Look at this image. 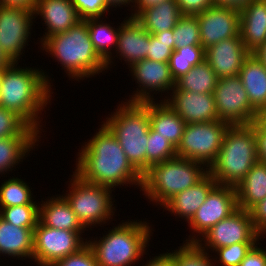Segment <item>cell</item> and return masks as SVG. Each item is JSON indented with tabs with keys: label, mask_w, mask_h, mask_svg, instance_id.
Returning <instances> with one entry per match:
<instances>
[{
	"label": "cell",
	"mask_w": 266,
	"mask_h": 266,
	"mask_svg": "<svg viewBox=\"0 0 266 266\" xmlns=\"http://www.w3.org/2000/svg\"><path fill=\"white\" fill-rule=\"evenodd\" d=\"M117 110L104 125L119 141L131 164L143 175L150 129L149 101L124 102Z\"/></svg>",
	"instance_id": "5b68a950"
},
{
	"label": "cell",
	"mask_w": 266,
	"mask_h": 266,
	"mask_svg": "<svg viewBox=\"0 0 266 266\" xmlns=\"http://www.w3.org/2000/svg\"><path fill=\"white\" fill-rule=\"evenodd\" d=\"M196 16L201 46L205 50L221 40L240 36V12L237 9L214 5Z\"/></svg>",
	"instance_id": "9a60e30c"
},
{
	"label": "cell",
	"mask_w": 266,
	"mask_h": 266,
	"mask_svg": "<svg viewBox=\"0 0 266 266\" xmlns=\"http://www.w3.org/2000/svg\"><path fill=\"white\" fill-rule=\"evenodd\" d=\"M149 120L150 127L157 132V135H161L177 148L186 123L166 102L156 104L154 101H149Z\"/></svg>",
	"instance_id": "cb8c5ba5"
},
{
	"label": "cell",
	"mask_w": 266,
	"mask_h": 266,
	"mask_svg": "<svg viewBox=\"0 0 266 266\" xmlns=\"http://www.w3.org/2000/svg\"><path fill=\"white\" fill-rule=\"evenodd\" d=\"M2 76H3V70H0V86H1ZM0 96H1V89H0Z\"/></svg>",
	"instance_id": "9f6ffc18"
},
{
	"label": "cell",
	"mask_w": 266,
	"mask_h": 266,
	"mask_svg": "<svg viewBox=\"0 0 266 266\" xmlns=\"http://www.w3.org/2000/svg\"><path fill=\"white\" fill-rule=\"evenodd\" d=\"M204 164L175 157L151 166L144 174L141 190L148 199L164 205L175 194L196 185L208 173Z\"/></svg>",
	"instance_id": "8992f818"
},
{
	"label": "cell",
	"mask_w": 266,
	"mask_h": 266,
	"mask_svg": "<svg viewBox=\"0 0 266 266\" xmlns=\"http://www.w3.org/2000/svg\"><path fill=\"white\" fill-rule=\"evenodd\" d=\"M175 252H170L174 266H213L205 247H202V240L192 237ZM213 264V265H212Z\"/></svg>",
	"instance_id": "d6a6232c"
},
{
	"label": "cell",
	"mask_w": 266,
	"mask_h": 266,
	"mask_svg": "<svg viewBox=\"0 0 266 266\" xmlns=\"http://www.w3.org/2000/svg\"><path fill=\"white\" fill-rule=\"evenodd\" d=\"M0 5L22 7L34 11L37 5V0H0Z\"/></svg>",
	"instance_id": "c3c4849f"
},
{
	"label": "cell",
	"mask_w": 266,
	"mask_h": 266,
	"mask_svg": "<svg viewBox=\"0 0 266 266\" xmlns=\"http://www.w3.org/2000/svg\"><path fill=\"white\" fill-rule=\"evenodd\" d=\"M164 0H135V7L138 9H136L134 12V14L132 13L131 14V17H134L140 10H143L149 6H152V5H157L159 4L160 2H162ZM137 4V5H136Z\"/></svg>",
	"instance_id": "f907efd6"
},
{
	"label": "cell",
	"mask_w": 266,
	"mask_h": 266,
	"mask_svg": "<svg viewBox=\"0 0 266 266\" xmlns=\"http://www.w3.org/2000/svg\"><path fill=\"white\" fill-rule=\"evenodd\" d=\"M175 49L188 45L201 46L199 23L196 15H182L173 28Z\"/></svg>",
	"instance_id": "e575fe53"
},
{
	"label": "cell",
	"mask_w": 266,
	"mask_h": 266,
	"mask_svg": "<svg viewBox=\"0 0 266 266\" xmlns=\"http://www.w3.org/2000/svg\"><path fill=\"white\" fill-rule=\"evenodd\" d=\"M99 18H88L87 27L91 42L98 55L106 62V66L112 62L110 48L117 47L119 29L115 30L110 24L98 21ZM102 22V23H101Z\"/></svg>",
	"instance_id": "4dcf8cb0"
},
{
	"label": "cell",
	"mask_w": 266,
	"mask_h": 266,
	"mask_svg": "<svg viewBox=\"0 0 266 266\" xmlns=\"http://www.w3.org/2000/svg\"><path fill=\"white\" fill-rule=\"evenodd\" d=\"M256 245L250 249L239 266H266V251Z\"/></svg>",
	"instance_id": "f6af8a7d"
},
{
	"label": "cell",
	"mask_w": 266,
	"mask_h": 266,
	"mask_svg": "<svg viewBox=\"0 0 266 266\" xmlns=\"http://www.w3.org/2000/svg\"><path fill=\"white\" fill-rule=\"evenodd\" d=\"M257 161L254 122L229 126L218 157L208 171L217 184L236 187Z\"/></svg>",
	"instance_id": "277c9868"
},
{
	"label": "cell",
	"mask_w": 266,
	"mask_h": 266,
	"mask_svg": "<svg viewBox=\"0 0 266 266\" xmlns=\"http://www.w3.org/2000/svg\"><path fill=\"white\" fill-rule=\"evenodd\" d=\"M34 11L22 7L0 5V48L17 63L29 38Z\"/></svg>",
	"instance_id": "7c38bea8"
},
{
	"label": "cell",
	"mask_w": 266,
	"mask_h": 266,
	"mask_svg": "<svg viewBox=\"0 0 266 266\" xmlns=\"http://www.w3.org/2000/svg\"><path fill=\"white\" fill-rule=\"evenodd\" d=\"M34 14H40L48 26L42 43L52 35L68 31L81 20L72 0H37Z\"/></svg>",
	"instance_id": "d6986e66"
},
{
	"label": "cell",
	"mask_w": 266,
	"mask_h": 266,
	"mask_svg": "<svg viewBox=\"0 0 266 266\" xmlns=\"http://www.w3.org/2000/svg\"><path fill=\"white\" fill-rule=\"evenodd\" d=\"M146 149V171L153 165L175 158L176 147L161 135H157L151 127Z\"/></svg>",
	"instance_id": "d590c367"
},
{
	"label": "cell",
	"mask_w": 266,
	"mask_h": 266,
	"mask_svg": "<svg viewBox=\"0 0 266 266\" xmlns=\"http://www.w3.org/2000/svg\"><path fill=\"white\" fill-rule=\"evenodd\" d=\"M130 68L141 89H137L138 91L128 102L153 101L154 98L150 95V91L165 92L175 87L169 63L143 59L134 63Z\"/></svg>",
	"instance_id": "2e32d148"
},
{
	"label": "cell",
	"mask_w": 266,
	"mask_h": 266,
	"mask_svg": "<svg viewBox=\"0 0 266 266\" xmlns=\"http://www.w3.org/2000/svg\"><path fill=\"white\" fill-rule=\"evenodd\" d=\"M218 77L210 64L204 60L175 81L176 90L214 94Z\"/></svg>",
	"instance_id": "f546056e"
},
{
	"label": "cell",
	"mask_w": 266,
	"mask_h": 266,
	"mask_svg": "<svg viewBox=\"0 0 266 266\" xmlns=\"http://www.w3.org/2000/svg\"><path fill=\"white\" fill-rule=\"evenodd\" d=\"M251 106L260 114L266 110V68L252 54L244 60L239 72Z\"/></svg>",
	"instance_id": "603a6c76"
},
{
	"label": "cell",
	"mask_w": 266,
	"mask_h": 266,
	"mask_svg": "<svg viewBox=\"0 0 266 266\" xmlns=\"http://www.w3.org/2000/svg\"><path fill=\"white\" fill-rule=\"evenodd\" d=\"M150 232L146 222H124L98 242L87 243L94 251L98 266H131L144 255Z\"/></svg>",
	"instance_id": "52a82bcc"
},
{
	"label": "cell",
	"mask_w": 266,
	"mask_h": 266,
	"mask_svg": "<svg viewBox=\"0 0 266 266\" xmlns=\"http://www.w3.org/2000/svg\"><path fill=\"white\" fill-rule=\"evenodd\" d=\"M205 60L210 64L218 79L239 75L244 60L250 52L241 36L219 41L205 50Z\"/></svg>",
	"instance_id": "ac0fdd59"
},
{
	"label": "cell",
	"mask_w": 266,
	"mask_h": 266,
	"mask_svg": "<svg viewBox=\"0 0 266 266\" xmlns=\"http://www.w3.org/2000/svg\"><path fill=\"white\" fill-rule=\"evenodd\" d=\"M173 95L166 102L186 123H202L218 120L214 94L195 93L172 89ZM172 99V100H171ZM169 100V101H168Z\"/></svg>",
	"instance_id": "e0dca14e"
},
{
	"label": "cell",
	"mask_w": 266,
	"mask_h": 266,
	"mask_svg": "<svg viewBox=\"0 0 266 266\" xmlns=\"http://www.w3.org/2000/svg\"><path fill=\"white\" fill-rule=\"evenodd\" d=\"M238 209L234 186L216 184L189 222L191 230L206 234L214 225Z\"/></svg>",
	"instance_id": "4fadbf2b"
},
{
	"label": "cell",
	"mask_w": 266,
	"mask_h": 266,
	"mask_svg": "<svg viewBox=\"0 0 266 266\" xmlns=\"http://www.w3.org/2000/svg\"><path fill=\"white\" fill-rule=\"evenodd\" d=\"M0 209V217L17 227L35 228L39 221V206L36 204H24Z\"/></svg>",
	"instance_id": "8d00e7d4"
},
{
	"label": "cell",
	"mask_w": 266,
	"mask_h": 266,
	"mask_svg": "<svg viewBox=\"0 0 266 266\" xmlns=\"http://www.w3.org/2000/svg\"><path fill=\"white\" fill-rule=\"evenodd\" d=\"M82 231L55 229L38 221L34 228L33 259L40 266H51L55 261L78 252L87 244Z\"/></svg>",
	"instance_id": "8fae6325"
},
{
	"label": "cell",
	"mask_w": 266,
	"mask_h": 266,
	"mask_svg": "<svg viewBox=\"0 0 266 266\" xmlns=\"http://www.w3.org/2000/svg\"><path fill=\"white\" fill-rule=\"evenodd\" d=\"M205 57V49L202 46L188 45L175 49L168 62L174 81L188 73L195 65L202 63Z\"/></svg>",
	"instance_id": "1f68e13d"
},
{
	"label": "cell",
	"mask_w": 266,
	"mask_h": 266,
	"mask_svg": "<svg viewBox=\"0 0 266 266\" xmlns=\"http://www.w3.org/2000/svg\"><path fill=\"white\" fill-rule=\"evenodd\" d=\"M38 134L40 133L36 129L28 125L17 136L0 138V174L19 164L25 154L33 149L36 141H39Z\"/></svg>",
	"instance_id": "4316f807"
},
{
	"label": "cell",
	"mask_w": 266,
	"mask_h": 266,
	"mask_svg": "<svg viewBox=\"0 0 266 266\" xmlns=\"http://www.w3.org/2000/svg\"><path fill=\"white\" fill-rule=\"evenodd\" d=\"M174 50L173 29L150 34V45L146 59L168 63Z\"/></svg>",
	"instance_id": "74e56055"
},
{
	"label": "cell",
	"mask_w": 266,
	"mask_h": 266,
	"mask_svg": "<svg viewBox=\"0 0 266 266\" xmlns=\"http://www.w3.org/2000/svg\"><path fill=\"white\" fill-rule=\"evenodd\" d=\"M182 15H196L214 6L213 0H176Z\"/></svg>",
	"instance_id": "7bdbcfd3"
},
{
	"label": "cell",
	"mask_w": 266,
	"mask_h": 266,
	"mask_svg": "<svg viewBox=\"0 0 266 266\" xmlns=\"http://www.w3.org/2000/svg\"><path fill=\"white\" fill-rule=\"evenodd\" d=\"M41 45L64 66L65 72L72 78H88L107 69L106 62L91 42L87 19H81L66 32L48 37Z\"/></svg>",
	"instance_id": "3957f363"
},
{
	"label": "cell",
	"mask_w": 266,
	"mask_h": 266,
	"mask_svg": "<svg viewBox=\"0 0 266 266\" xmlns=\"http://www.w3.org/2000/svg\"><path fill=\"white\" fill-rule=\"evenodd\" d=\"M32 198L30 187L17 177L7 180L0 187L1 208L37 204L33 202Z\"/></svg>",
	"instance_id": "836d02e7"
},
{
	"label": "cell",
	"mask_w": 266,
	"mask_h": 266,
	"mask_svg": "<svg viewBox=\"0 0 266 266\" xmlns=\"http://www.w3.org/2000/svg\"><path fill=\"white\" fill-rule=\"evenodd\" d=\"M34 228L17 227L0 217V254L33 258Z\"/></svg>",
	"instance_id": "f1b7e54d"
},
{
	"label": "cell",
	"mask_w": 266,
	"mask_h": 266,
	"mask_svg": "<svg viewBox=\"0 0 266 266\" xmlns=\"http://www.w3.org/2000/svg\"><path fill=\"white\" fill-rule=\"evenodd\" d=\"M238 208L249 211L266 198V163L257 161L235 187Z\"/></svg>",
	"instance_id": "83f0119b"
},
{
	"label": "cell",
	"mask_w": 266,
	"mask_h": 266,
	"mask_svg": "<svg viewBox=\"0 0 266 266\" xmlns=\"http://www.w3.org/2000/svg\"><path fill=\"white\" fill-rule=\"evenodd\" d=\"M50 199L39 206V221L43 225L60 230H85L64 196Z\"/></svg>",
	"instance_id": "484cf974"
},
{
	"label": "cell",
	"mask_w": 266,
	"mask_h": 266,
	"mask_svg": "<svg viewBox=\"0 0 266 266\" xmlns=\"http://www.w3.org/2000/svg\"><path fill=\"white\" fill-rule=\"evenodd\" d=\"M82 147L74 172L82 180L111 189L126 183L142 187L143 175L131 164L119 141L104 124Z\"/></svg>",
	"instance_id": "6da1fadb"
},
{
	"label": "cell",
	"mask_w": 266,
	"mask_h": 266,
	"mask_svg": "<svg viewBox=\"0 0 266 266\" xmlns=\"http://www.w3.org/2000/svg\"><path fill=\"white\" fill-rule=\"evenodd\" d=\"M214 98L218 120L229 126L252 124L259 119L239 75L218 79Z\"/></svg>",
	"instance_id": "30bf717a"
},
{
	"label": "cell",
	"mask_w": 266,
	"mask_h": 266,
	"mask_svg": "<svg viewBox=\"0 0 266 266\" xmlns=\"http://www.w3.org/2000/svg\"><path fill=\"white\" fill-rule=\"evenodd\" d=\"M239 12L242 42L253 53L266 42V2L254 0Z\"/></svg>",
	"instance_id": "44dd1931"
},
{
	"label": "cell",
	"mask_w": 266,
	"mask_h": 266,
	"mask_svg": "<svg viewBox=\"0 0 266 266\" xmlns=\"http://www.w3.org/2000/svg\"><path fill=\"white\" fill-rule=\"evenodd\" d=\"M266 68V42L252 53Z\"/></svg>",
	"instance_id": "816d5d0a"
},
{
	"label": "cell",
	"mask_w": 266,
	"mask_h": 266,
	"mask_svg": "<svg viewBox=\"0 0 266 266\" xmlns=\"http://www.w3.org/2000/svg\"><path fill=\"white\" fill-rule=\"evenodd\" d=\"M254 0H213L215 6L228 7L237 10H242Z\"/></svg>",
	"instance_id": "7dc6e473"
},
{
	"label": "cell",
	"mask_w": 266,
	"mask_h": 266,
	"mask_svg": "<svg viewBox=\"0 0 266 266\" xmlns=\"http://www.w3.org/2000/svg\"><path fill=\"white\" fill-rule=\"evenodd\" d=\"M249 213L255 231L262 236L266 233V198L253 206Z\"/></svg>",
	"instance_id": "ee69618b"
},
{
	"label": "cell",
	"mask_w": 266,
	"mask_h": 266,
	"mask_svg": "<svg viewBox=\"0 0 266 266\" xmlns=\"http://www.w3.org/2000/svg\"><path fill=\"white\" fill-rule=\"evenodd\" d=\"M120 25L115 50L120 53L121 58H124L130 65L129 67H131L134 63L147 58L150 33L131 16Z\"/></svg>",
	"instance_id": "ffe728a7"
},
{
	"label": "cell",
	"mask_w": 266,
	"mask_h": 266,
	"mask_svg": "<svg viewBox=\"0 0 266 266\" xmlns=\"http://www.w3.org/2000/svg\"><path fill=\"white\" fill-rule=\"evenodd\" d=\"M258 160L266 163V128L257 120L254 122Z\"/></svg>",
	"instance_id": "bcb514c9"
},
{
	"label": "cell",
	"mask_w": 266,
	"mask_h": 266,
	"mask_svg": "<svg viewBox=\"0 0 266 266\" xmlns=\"http://www.w3.org/2000/svg\"><path fill=\"white\" fill-rule=\"evenodd\" d=\"M28 124L15 112L0 107V138L19 135Z\"/></svg>",
	"instance_id": "ab89813d"
},
{
	"label": "cell",
	"mask_w": 266,
	"mask_h": 266,
	"mask_svg": "<svg viewBox=\"0 0 266 266\" xmlns=\"http://www.w3.org/2000/svg\"><path fill=\"white\" fill-rule=\"evenodd\" d=\"M71 179V191L65 195L80 223L86 228L105 223L111 218L113 204L111 188L82 180L75 173Z\"/></svg>",
	"instance_id": "ba28073f"
},
{
	"label": "cell",
	"mask_w": 266,
	"mask_h": 266,
	"mask_svg": "<svg viewBox=\"0 0 266 266\" xmlns=\"http://www.w3.org/2000/svg\"><path fill=\"white\" fill-rule=\"evenodd\" d=\"M257 243H235L215 249L223 266H239L250 249Z\"/></svg>",
	"instance_id": "f35d334b"
},
{
	"label": "cell",
	"mask_w": 266,
	"mask_h": 266,
	"mask_svg": "<svg viewBox=\"0 0 266 266\" xmlns=\"http://www.w3.org/2000/svg\"><path fill=\"white\" fill-rule=\"evenodd\" d=\"M182 16L176 0H164L140 10L134 18L150 34L173 29Z\"/></svg>",
	"instance_id": "d4e9b609"
},
{
	"label": "cell",
	"mask_w": 266,
	"mask_h": 266,
	"mask_svg": "<svg viewBox=\"0 0 266 266\" xmlns=\"http://www.w3.org/2000/svg\"><path fill=\"white\" fill-rule=\"evenodd\" d=\"M12 62L6 57L0 48V70L8 67Z\"/></svg>",
	"instance_id": "f5cc1de1"
},
{
	"label": "cell",
	"mask_w": 266,
	"mask_h": 266,
	"mask_svg": "<svg viewBox=\"0 0 266 266\" xmlns=\"http://www.w3.org/2000/svg\"><path fill=\"white\" fill-rule=\"evenodd\" d=\"M107 4L109 6H114L116 7L117 5L120 7L121 5H126V4H130V2L134 3L135 0H106ZM121 4V5H120Z\"/></svg>",
	"instance_id": "db71d44e"
},
{
	"label": "cell",
	"mask_w": 266,
	"mask_h": 266,
	"mask_svg": "<svg viewBox=\"0 0 266 266\" xmlns=\"http://www.w3.org/2000/svg\"><path fill=\"white\" fill-rule=\"evenodd\" d=\"M216 184L217 182L208 173L196 185L175 194L163 207L167 208L171 213L187 219L189 223Z\"/></svg>",
	"instance_id": "7402d4cb"
},
{
	"label": "cell",
	"mask_w": 266,
	"mask_h": 266,
	"mask_svg": "<svg viewBox=\"0 0 266 266\" xmlns=\"http://www.w3.org/2000/svg\"><path fill=\"white\" fill-rule=\"evenodd\" d=\"M228 128L229 125L220 120L186 124L182 139L176 148L177 157L210 167L218 157Z\"/></svg>",
	"instance_id": "9c48e42d"
},
{
	"label": "cell",
	"mask_w": 266,
	"mask_h": 266,
	"mask_svg": "<svg viewBox=\"0 0 266 266\" xmlns=\"http://www.w3.org/2000/svg\"><path fill=\"white\" fill-rule=\"evenodd\" d=\"M145 266H174L170 253L160 254L150 260Z\"/></svg>",
	"instance_id": "681fc988"
},
{
	"label": "cell",
	"mask_w": 266,
	"mask_h": 266,
	"mask_svg": "<svg viewBox=\"0 0 266 266\" xmlns=\"http://www.w3.org/2000/svg\"><path fill=\"white\" fill-rule=\"evenodd\" d=\"M15 64L12 62L3 69L0 107L15 112L29 126L40 132L38 114L52 96L50 81L39 69L16 68Z\"/></svg>",
	"instance_id": "7a4b0ae2"
},
{
	"label": "cell",
	"mask_w": 266,
	"mask_h": 266,
	"mask_svg": "<svg viewBox=\"0 0 266 266\" xmlns=\"http://www.w3.org/2000/svg\"><path fill=\"white\" fill-rule=\"evenodd\" d=\"M258 121L266 128V110L262 111L259 114Z\"/></svg>",
	"instance_id": "11a10c76"
},
{
	"label": "cell",
	"mask_w": 266,
	"mask_h": 266,
	"mask_svg": "<svg viewBox=\"0 0 266 266\" xmlns=\"http://www.w3.org/2000/svg\"><path fill=\"white\" fill-rule=\"evenodd\" d=\"M259 234L255 231L249 211L238 208L230 216L214 225L201 239L206 247L215 249L235 243H257ZM257 241V242H256Z\"/></svg>",
	"instance_id": "5bb4252c"
},
{
	"label": "cell",
	"mask_w": 266,
	"mask_h": 266,
	"mask_svg": "<svg viewBox=\"0 0 266 266\" xmlns=\"http://www.w3.org/2000/svg\"><path fill=\"white\" fill-rule=\"evenodd\" d=\"M51 266H98L96 256L88 243L78 252L55 261Z\"/></svg>",
	"instance_id": "b9f144b4"
},
{
	"label": "cell",
	"mask_w": 266,
	"mask_h": 266,
	"mask_svg": "<svg viewBox=\"0 0 266 266\" xmlns=\"http://www.w3.org/2000/svg\"><path fill=\"white\" fill-rule=\"evenodd\" d=\"M80 19L101 18L110 6L106 0H72ZM107 10V11H106Z\"/></svg>",
	"instance_id": "60d3db41"
}]
</instances>
